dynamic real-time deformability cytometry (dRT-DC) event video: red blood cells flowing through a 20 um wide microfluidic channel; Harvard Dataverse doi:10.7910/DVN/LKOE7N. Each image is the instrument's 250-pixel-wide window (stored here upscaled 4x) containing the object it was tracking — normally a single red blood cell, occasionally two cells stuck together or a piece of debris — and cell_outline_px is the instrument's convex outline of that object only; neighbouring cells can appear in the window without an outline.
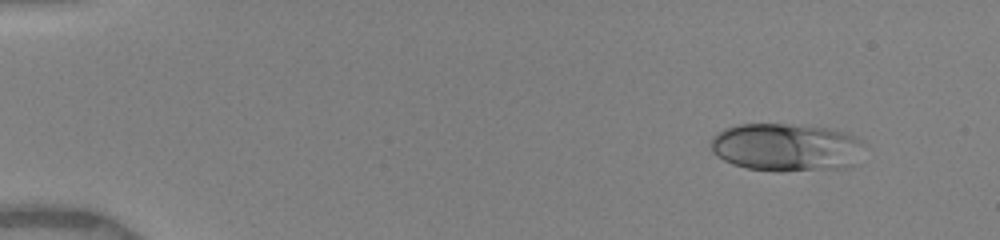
{"species": "human", "species_latin": "Homo sapiens", "temperature_condition": "warm", "stored_images_in_passage": 46, "camera_frame_rate_fps": 3000, "um_per_image_px": 0.085, "donor": {"sex": "female"}, "frame": {"image": 1, "passage_image": 3, "time_ms": 1.0, "image_size_px": [1000, 240], "cell_outline_px": [[860, 144], [852, 164], [848, 168], [784, 172], [780, 172], [748, 168], [732, 164], [716, 156], [712, 152], [712, 136], [716, 132], [724, 128], [736, 124], [804, 124], [836, 128], [848, 132], [856, 136], [860, 140]], "centroid_in_image_um": [66.78, 12.5], "position_along_channel_um": 18.2, "area_um2": 43.35}}
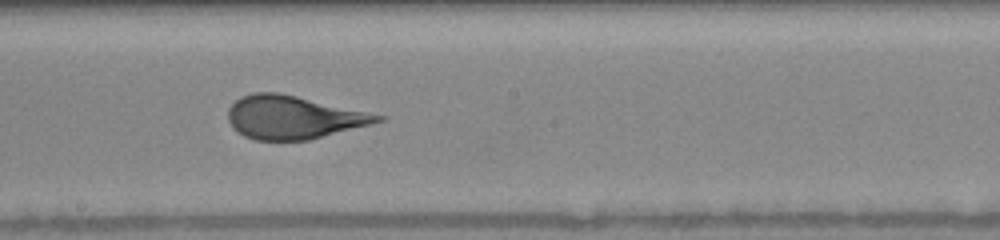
{"frame": {"image": 2, "passage_image": 19, "time_ms": 9.0, "image_size_px": [1000, 240], "cell_outline_px": [[388, 116], [384, 120], [308, 140], [256, 140], [244, 136], [236, 132], [232, 128], [228, 120], [228, 108], [240, 96], [252, 92], [276, 92], [296, 96]], "centroid_in_image_um": [24.88, 9.96], "position_along_channel_um": 223.3, "area_um2": 37.45}}
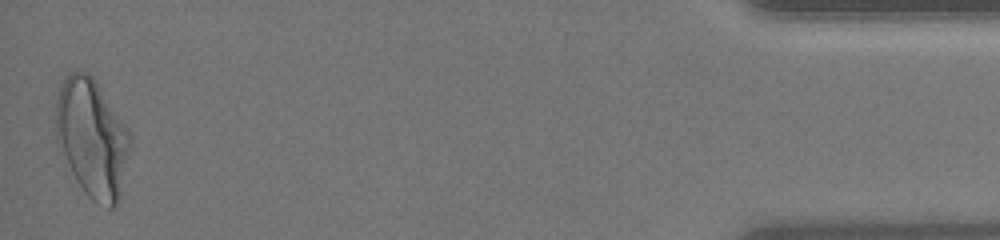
{"frame": {"image": 3, "passage_image": 46, "time_ms": 16.0, "image_size_px": [1000, 240], "cell_outline_px": [[132, 136], [120, 200], [112, 208], [108, 208], [92, 200], [84, 192], [76, 180], [72, 172], [56, 136], [56, 100], [60, 84], [68, 72], [84, 72], [92, 76]], "centroid_in_image_um": [7.84, 11.75], "position_along_channel_um": 427.4, "area_um2": 50.52}, "authors_computed_cell_mechanics": {"area_um2": 39.7086, "velocity_mm_per_s": 4.0, "shape_relaxation_time_tau1_ms": 5.6489, "shape_relaxation_time_tau2_ms": null, "deformation_change_tau1": 0.1888, "deformation_change_tau2": null}}